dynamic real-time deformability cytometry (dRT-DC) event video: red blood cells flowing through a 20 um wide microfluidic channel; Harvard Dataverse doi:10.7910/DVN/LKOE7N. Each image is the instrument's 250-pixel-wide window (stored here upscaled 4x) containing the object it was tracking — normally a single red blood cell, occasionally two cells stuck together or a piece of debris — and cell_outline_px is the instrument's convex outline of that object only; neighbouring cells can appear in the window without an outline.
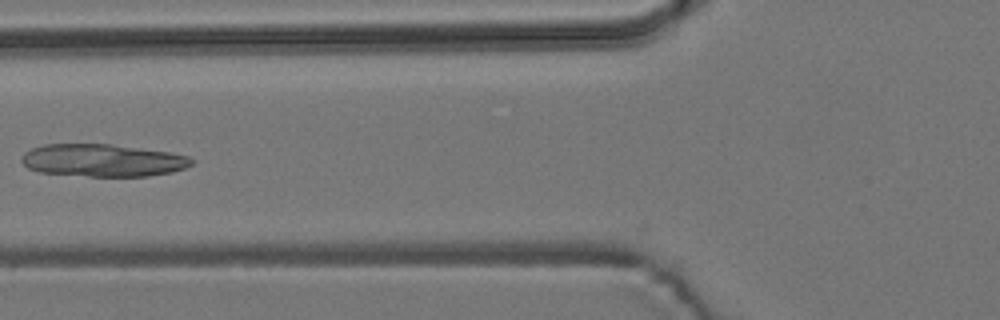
{"species": "common noctule bat (a hibernating species)", "species_latin": "Nyctalus noctula", "temperature_condition": "room temperature", "stored_images_in_passage": 7, "camera_frame_rate_fps": 3000, "um_per_image_px": 0.085, "animal": {"sex": "male", "body_mass_g": 19.2, "forearm_length_mm": 51.8}, "frame": {"image": 1, "passage_image": 6, "time_ms": 6.0, "image_size_px": [1000, 320], "cell_outline_px": [[196, 160], [192, 164], [184, 168], [172, 172], [148, 176], [88, 176], [40, 172], [28, 168], [20, 160], [20, 156], [24, 152], [32, 148], [44, 144], [112, 144], [168, 152], [188, 156]], "centroid_in_image_um": [8.72, 13.62], "position_along_channel_um": 117.1, "area_um2": 32.25}}
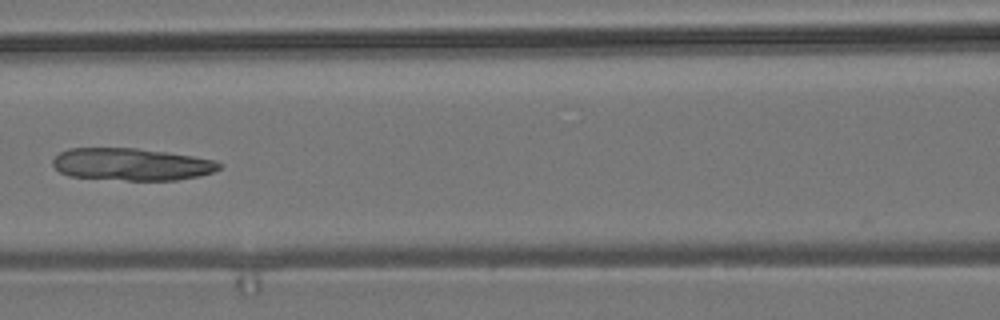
{"frame": {"image": 2, "passage_image": 7, "time_ms": 7.0, "image_size_px": [1000, 320], "cell_outline_px": [[224, 164], [220, 168], [212, 172], [200, 176], [176, 180], [128, 180], [68, 176], [60, 172], [52, 164], [52, 160], [60, 152], [68, 148], [136, 148], [192, 156], [212, 160]], "centroid_in_image_um": [11.16, 13.97], "position_along_channel_um": 155.4, "area_um2": 31.15}}